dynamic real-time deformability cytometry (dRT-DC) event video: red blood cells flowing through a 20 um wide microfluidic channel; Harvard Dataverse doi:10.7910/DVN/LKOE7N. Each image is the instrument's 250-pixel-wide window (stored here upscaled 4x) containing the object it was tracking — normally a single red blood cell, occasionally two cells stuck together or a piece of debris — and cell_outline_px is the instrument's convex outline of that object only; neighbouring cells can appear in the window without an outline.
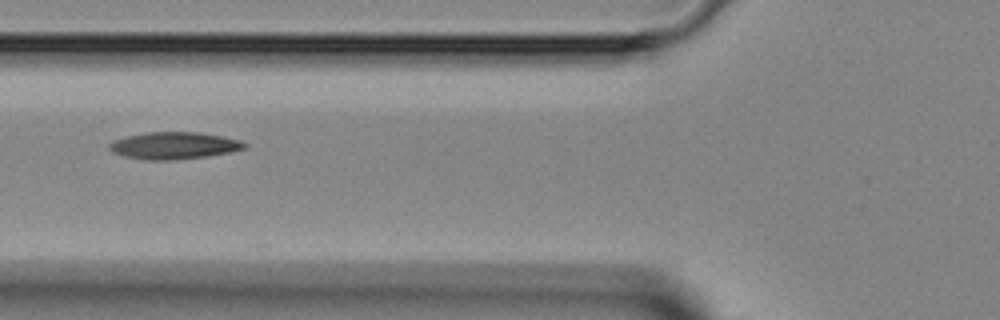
{"species": "Egyptian fruit bat (a non-hibernating species)", "species_latin": "Rousettus aegyptiacus", "temperature_condition": "room temperature", "stored_images_in_passage": 3, "camera_frame_rate_fps": 3000, "um_per_image_px": 0.085, "animal": {"sex": "female"}, "frame": {"image": 1, "passage_image": 2, "time_ms": 1.333, "image_size_px": [1000, 320], "cell_outline_px": [[248, 144], [244, 148], [228, 152], [208, 156], [176, 160], [144, 160], [124, 156], [112, 152], [108, 148], [108, 144], [112, 140], [128, 136], [148, 132], [200, 132], [240, 140]], "centroid_in_image_um": [14.75, 12.38], "position_along_channel_um": 111.1, "area_um2": 21.33}}
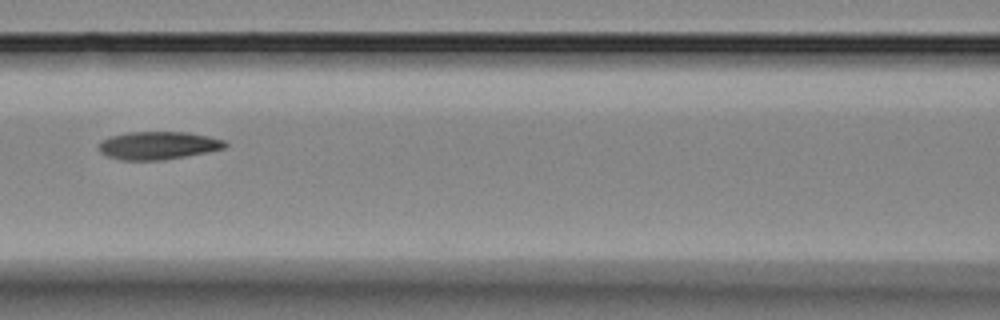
{"frame": {"image": 2, "passage_image": 3, "time_ms": 2.333, "image_size_px": [1000, 320], "cell_outline_px": [[228, 144], [224, 148], [164, 160], [120, 160], [108, 156], [100, 152], [96, 148], [96, 144], [100, 140], [108, 136], [124, 132], [188, 132], [208, 136], [224, 140]], "centroid_in_image_um": [13.34, 12.35], "position_along_channel_um": 153.3, "area_um2": 20.75}}